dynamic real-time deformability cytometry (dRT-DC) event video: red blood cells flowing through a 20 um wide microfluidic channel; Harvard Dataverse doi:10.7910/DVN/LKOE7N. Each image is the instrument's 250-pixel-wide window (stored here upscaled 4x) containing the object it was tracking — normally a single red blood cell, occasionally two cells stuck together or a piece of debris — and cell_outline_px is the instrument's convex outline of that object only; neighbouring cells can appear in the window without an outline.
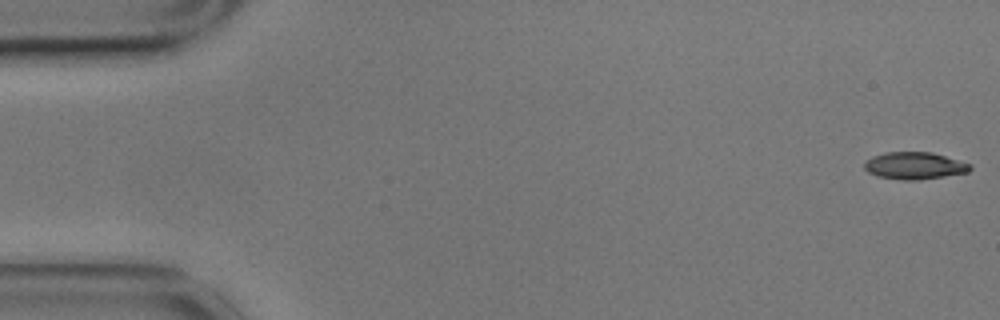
{"species": "common noctule bat (a hibernating species)", "species_latin": "Nyctalus noctula", "temperature_condition": "cold", "stored_images_in_passage": 57, "camera_frame_rate_fps": 3000, "um_per_image_px": 0.085, "animal": {"sex": "male", "body_mass_g": 17.9}, "frame": {"image": 1, "passage_image": 1, "time_ms": 0.0, "image_size_px": [1000, 320], "cell_outline_px": [[972, 168], [968, 172], [920, 180], [904, 180], [876, 176], [868, 172], [864, 168], [864, 160], [872, 156], [884, 152], [932, 152], [972, 164]], "centroid_in_image_um": [77.71, 14.08], "position_along_channel_um": 7.3, "area_um2": 16.88}}
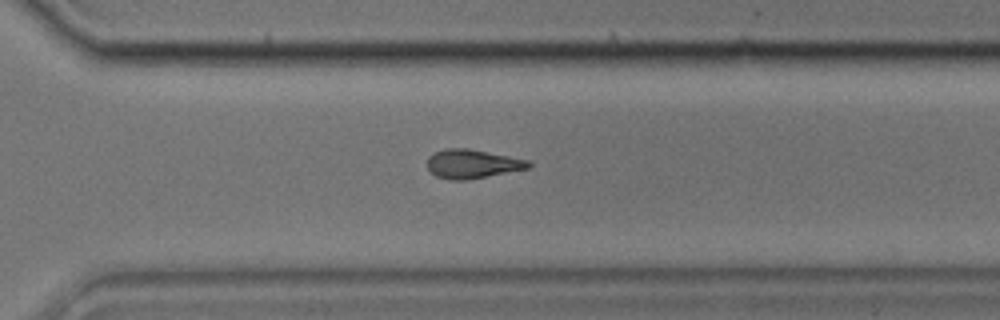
{"frame": {"image": 2, "passage_image": 40, "time_ms": 13.0, "image_size_px": [1000, 320], "cell_outline_px": [[532, 164], [528, 168], [464, 180], [452, 180], [436, 176], [428, 168], [428, 156], [432, 152], [444, 148], [468, 148], [528, 160]], "centroid_in_image_um": [40.09, 13.91], "position_along_channel_um": 330.5, "area_um2": 16.82}}
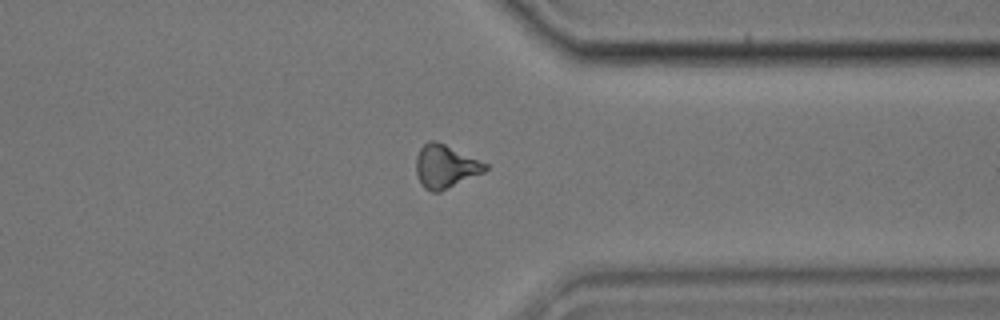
{"frame": {"image": 3, "passage_image": 44, "time_ms": 14.333, "image_size_px": [1000, 320], "cell_outline_px": [[488, 168], [484, 172], [440, 192], [432, 192], [424, 188], [420, 184], [416, 172], [416, 156], [420, 148], [428, 140], [436, 140], [488, 164]], "centroid_in_image_um": [37.83, 14.15], "position_along_channel_um": 373.6, "area_um2": 17.46}}